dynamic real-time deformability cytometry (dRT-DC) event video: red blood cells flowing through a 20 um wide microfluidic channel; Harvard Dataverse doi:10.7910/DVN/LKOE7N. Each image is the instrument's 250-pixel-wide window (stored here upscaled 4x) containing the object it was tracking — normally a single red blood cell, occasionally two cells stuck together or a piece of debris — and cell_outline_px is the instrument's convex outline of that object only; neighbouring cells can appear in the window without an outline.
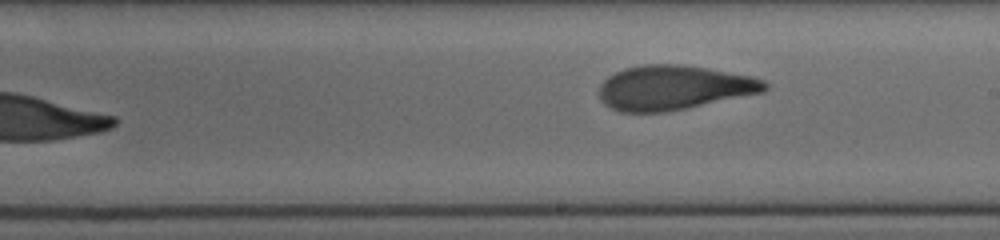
{"species": "human", "species_latin": "Homo sapiens", "temperature_condition": "cold", "stored_images_in_passage": 31, "segment_of_instrument_passage": [2, 2], "camera_frame_rate_fps": 3000, "um_per_image_px": 0.085, "donor": {"sex": "female"}, "frame": {"image": 1, "passage_image": 31, "time_ms": 9.0, "image_size_px": [1000, 240], "cell_outline_px": [[768, 88], [764, 92], [664, 112], [620, 112], [604, 104], [600, 100], [600, 84], [608, 76], [624, 68], [644, 64], [680, 64], [708, 68], [752, 76], [764, 80], [768, 84]], "centroid_in_image_um": [57.26, 7.44], "position_along_channel_um": 231.7, "area_um2": 42.83}}